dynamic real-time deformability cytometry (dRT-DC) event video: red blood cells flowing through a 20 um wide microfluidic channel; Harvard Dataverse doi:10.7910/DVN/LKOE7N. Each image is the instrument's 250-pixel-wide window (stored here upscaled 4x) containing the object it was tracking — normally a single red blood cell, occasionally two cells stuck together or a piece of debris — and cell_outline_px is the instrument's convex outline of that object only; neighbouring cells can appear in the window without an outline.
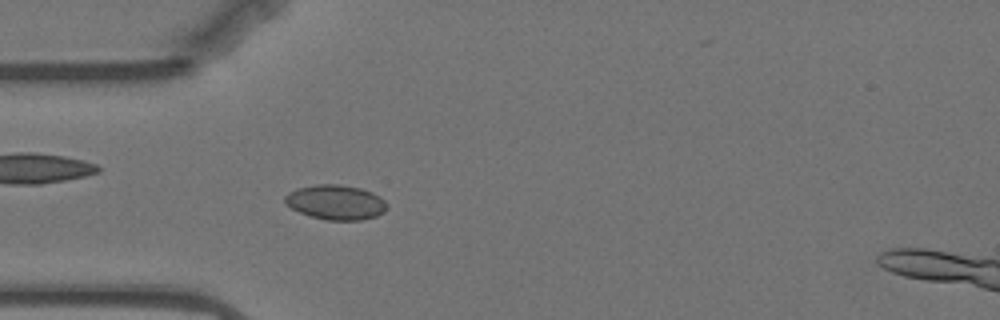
{"species": "Egyptian fruit bat (a non-hibernating species)", "species_latin": "Rousettus aegyptiacus", "temperature_condition": "warm", "stored_images_in_passage": 58, "camera_frame_rate_fps": 3000, "um_per_image_px": 0.085, "animal": {"sex": "female"}, "frame": {"image": 1, "passage_image": 16, "time_ms": 5.0, "image_size_px": [1000, 320], "cell_outline_px": [[388, 208], [384, 212], [376, 216], [360, 220], [328, 220], [312, 216], [300, 212], [292, 208], [284, 200], [284, 196], [288, 192], [296, 188], [316, 184], [340, 184], [360, 188], [372, 192], [380, 196], [388, 204]], "centroid_in_image_um": [28.56, 17.18], "position_along_channel_um": 56.4, "area_um2": 20.69}}
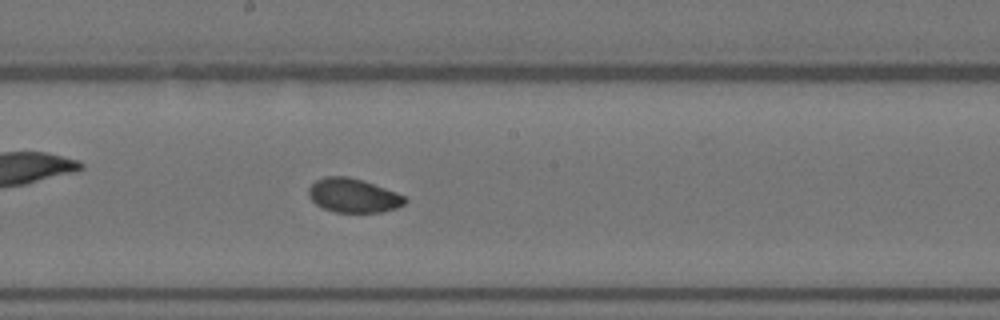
{"frame": {"image": 2, "passage_image": 30, "time_ms": 9.667, "image_size_px": [1000, 320], "cell_outline_px": [[408, 200], [404, 204], [396, 208], [380, 212], [336, 212], [324, 208], [316, 204], [308, 196], [308, 188], [316, 180], [324, 176], [348, 176], [364, 180], [396, 192], [404, 196]], "centroid_in_image_um": [30.02, 16.6], "position_along_channel_um": 218.2, "area_um2": 19.13}}
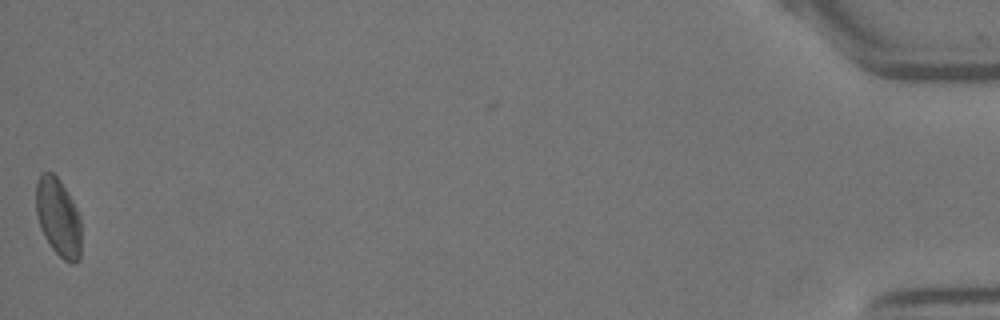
{"frame": {"image": 3, "passage_image": 57, "time_ms": 18.667, "image_size_px": [1000, 320], "cell_outline_px": [[80, 256], [72, 264], [64, 260], [52, 248], [44, 236], [40, 228], [36, 216], [36, 180], [40, 172], [52, 172], [60, 180], [72, 200], [80, 216]], "centroid_in_image_um": [4.92, 18.43], "position_along_channel_um": 430.3, "area_um2": 20.63}, "authors_computed_cell_mechanics": {"area_um2": 19.3919, "velocity_mm_per_s": 3.5086, "shape_relaxation_time_tau1_ms": 3.2773, "shape_relaxation_time_tau2_ms": 0.8585, "deformation_change_tau1": 0.1086, "deformation_change_tau2": 0.0243}}